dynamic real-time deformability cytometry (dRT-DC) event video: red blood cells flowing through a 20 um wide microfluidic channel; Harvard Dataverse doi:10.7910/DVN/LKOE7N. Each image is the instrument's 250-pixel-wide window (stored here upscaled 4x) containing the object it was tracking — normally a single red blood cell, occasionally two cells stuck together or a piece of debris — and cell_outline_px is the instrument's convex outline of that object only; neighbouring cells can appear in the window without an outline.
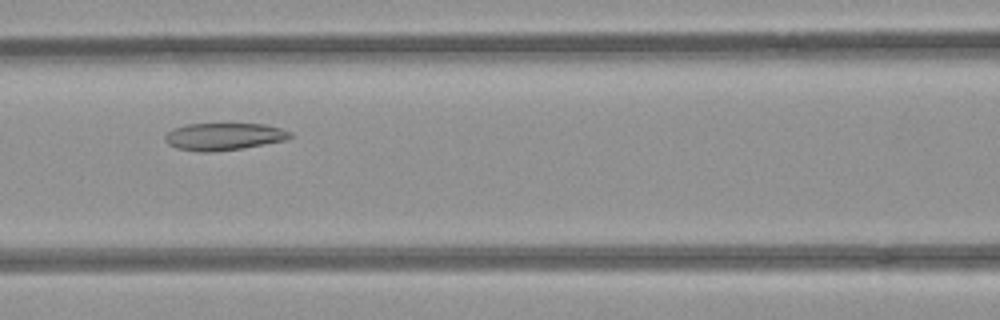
{"species": "common noctule bat (a hibernating species)", "species_latin": "Nyctalus noctula", "temperature_condition": "room temperature", "stored_images_in_passage": 44, "camera_frame_rate_fps": 3000, "um_per_image_px": 0.085, "animal": {"sex": "female", "body_mass_g": 21.9}, "frame": {"image": 1, "passage_image": 15, "time_ms": 4.667, "image_size_px": [1000, 320], "cell_outline_px": [[292, 136], [288, 140], [240, 148], [212, 152], [196, 152], [176, 148], [168, 144], [164, 140], [164, 136], [172, 128], [188, 124], [264, 124], [280, 128], [292, 132]], "centroid_in_image_um": [19.0, 11.61], "position_along_channel_um": 147.6, "area_um2": 19.94}}
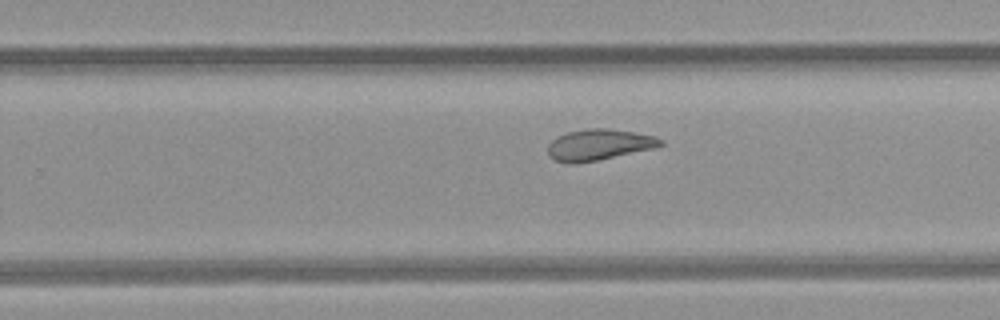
{"frame": {"image": 2, "passage_image": 25, "time_ms": 8.0, "image_size_px": [1000, 320], "cell_outline_px": [[664, 144], [652, 148], [596, 160], [576, 164], [568, 164], [556, 160], [548, 156], [548, 144], [556, 136], [568, 132], [584, 128], [608, 128], [632, 132], [652, 136], [664, 140]], "centroid_in_image_um": [50.84, 12.3], "position_along_channel_um": 279.0, "area_um2": 20.23}}
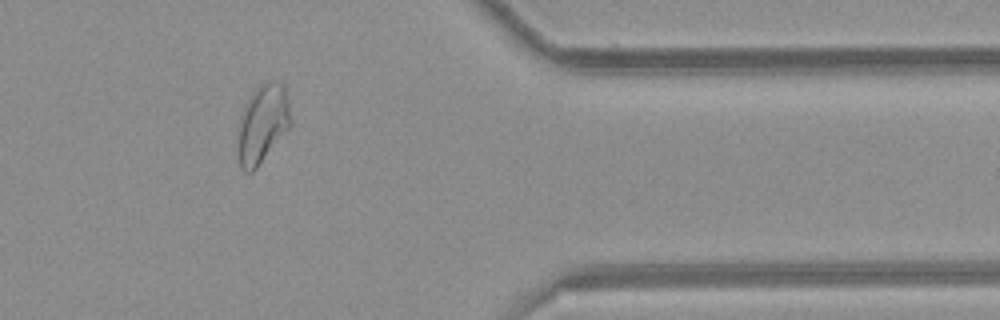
{"frame": {"image": 3, "passage_image": 35, "time_ms": 11.333, "image_size_px": [1000, 320], "cell_outline_px": [[292, 124], [256, 168], [252, 172], [244, 172], [240, 168], [240, 116], [244, 104], [252, 92], [260, 84], [268, 80], [276, 80], [284, 84], [288, 100], [292, 120]], "centroid_in_image_um": [22.36, 10.45], "position_along_channel_um": 389.0, "area_um2": 23.87}, "authors_computed_cell_mechanics": {"area_um2": 22.6865, "velocity_mm_per_s": 3.954, "shape_relaxation_time_tau1_ms": null, "shape_relaxation_time_tau2_ms": 1.5325, "deformation_change_tau1": null, "deformation_change_tau2": 0.073}}